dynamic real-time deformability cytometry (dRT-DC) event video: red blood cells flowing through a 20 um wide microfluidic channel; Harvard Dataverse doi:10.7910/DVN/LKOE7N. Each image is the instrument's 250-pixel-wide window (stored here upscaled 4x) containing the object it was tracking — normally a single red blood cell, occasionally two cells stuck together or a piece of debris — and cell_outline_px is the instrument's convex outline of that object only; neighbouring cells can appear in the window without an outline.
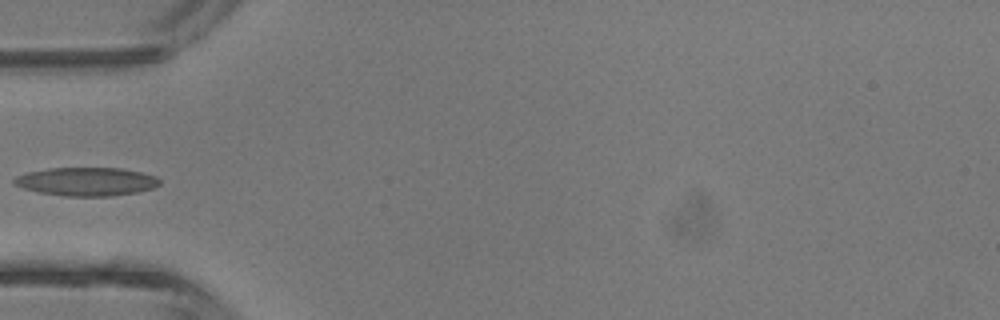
{"species": "common noctule bat (a hibernating species)", "species_latin": "Nyctalus noctula", "temperature_condition": "room temperature", "stored_images_in_passage": 3, "camera_frame_rate_fps": 3000, "um_per_image_px": 0.085, "animal": {"sex": "male", "body_mass_g": 13.3}, "frame": {"image": 1, "passage_image": 3, "time_ms": 2.333, "image_size_px": [1000, 320], "cell_outline_px": [[160, 184], [152, 188], [136, 192], [112, 196], [64, 196], [40, 192], [24, 188], [12, 184], [12, 180], [16, 176], [28, 172], [48, 168], [120, 168], [140, 172], [156, 176], [160, 180]], "centroid_in_image_um": [7.33, 15.43], "position_along_channel_um": 77.7, "area_um2": 24.04}}